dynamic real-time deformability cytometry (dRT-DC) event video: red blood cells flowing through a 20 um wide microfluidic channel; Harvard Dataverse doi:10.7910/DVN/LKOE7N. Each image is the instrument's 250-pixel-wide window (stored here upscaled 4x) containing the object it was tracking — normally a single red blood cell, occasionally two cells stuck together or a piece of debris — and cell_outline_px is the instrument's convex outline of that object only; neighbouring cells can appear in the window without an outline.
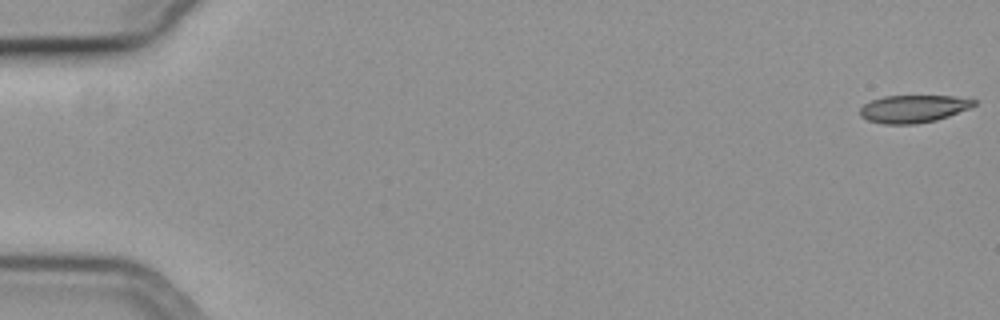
{"species": "common noctule bat (a hibernating species)", "species_latin": "Nyctalus noctula", "temperature_condition": "cold", "stored_images_in_passage": 18, "camera_frame_rate_fps": 3000, "um_per_image_px": 0.085, "animal": {"sex": "female", "body_mass_g": 19.3, "forearm_length_mm": 54.1}, "frame": {"image": 1, "passage_image": 1, "time_ms": 0.0, "image_size_px": [1000, 320], "cell_outline_px": [[976, 104], [972, 108], [936, 120], [916, 124], [884, 124], [868, 120], [860, 116], [860, 108], [864, 104], [872, 100], [884, 96], [952, 96], [976, 100]], "centroid_in_image_um": [77.65, 9.25], "position_along_channel_um": 7.4, "area_um2": 18.32}}
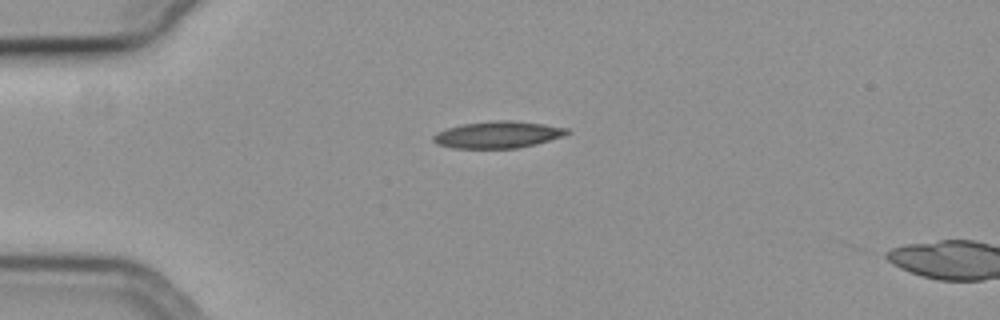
{"frame": {"image": 2, "passage_image": 15, "time_ms": 4.667, "image_size_px": [1000, 320], "cell_outline_px": [[572, 132], [564, 136], [536, 144], [516, 148], [452, 148], [436, 144], [432, 140], [432, 136], [436, 132], [448, 128], [464, 124], [500, 120], [508, 120], [544, 124], [568, 128]], "centroid_in_image_um": [42.33, 11.45], "position_along_channel_um": 42.7, "area_um2": 20.87}}